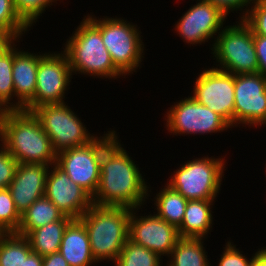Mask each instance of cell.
<instances>
[{
    "label": "cell",
    "mask_w": 266,
    "mask_h": 266,
    "mask_svg": "<svg viewBox=\"0 0 266 266\" xmlns=\"http://www.w3.org/2000/svg\"><path fill=\"white\" fill-rule=\"evenodd\" d=\"M118 138L101 155L99 184L92 201L98 206L140 209L151 188Z\"/></svg>",
    "instance_id": "1"
},
{
    "label": "cell",
    "mask_w": 266,
    "mask_h": 266,
    "mask_svg": "<svg viewBox=\"0 0 266 266\" xmlns=\"http://www.w3.org/2000/svg\"><path fill=\"white\" fill-rule=\"evenodd\" d=\"M0 143L18 163H56L57 154L40 120L25 110L4 111L0 123Z\"/></svg>",
    "instance_id": "2"
},
{
    "label": "cell",
    "mask_w": 266,
    "mask_h": 266,
    "mask_svg": "<svg viewBox=\"0 0 266 266\" xmlns=\"http://www.w3.org/2000/svg\"><path fill=\"white\" fill-rule=\"evenodd\" d=\"M132 209L93 204L79 220L84 224L97 263L113 261L129 239V221Z\"/></svg>",
    "instance_id": "3"
},
{
    "label": "cell",
    "mask_w": 266,
    "mask_h": 266,
    "mask_svg": "<svg viewBox=\"0 0 266 266\" xmlns=\"http://www.w3.org/2000/svg\"><path fill=\"white\" fill-rule=\"evenodd\" d=\"M63 48L68 56L72 74L89 75L101 79L124 76L113 64L101 31L85 16Z\"/></svg>",
    "instance_id": "4"
},
{
    "label": "cell",
    "mask_w": 266,
    "mask_h": 266,
    "mask_svg": "<svg viewBox=\"0 0 266 266\" xmlns=\"http://www.w3.org/2000/svg\"><path fill=\"white\" fill-rule=\"evenodd\" d=\"M93 16V17H92ZM87 18L101 31L102 41L110 53L114 66L124 75L133 74L141 66L144 58V43L137 24L122 18L109 16Z\"/></svg>",
    "instance_id": "5"
},
{
    "label": "cell",
    "mask_w": 266,
    "mask_h": 266,
    "mask_svg": "<svg viewBox=\"0 0 266 266\" xmlns=\"http://www.w3.org/2000/svg\"><path fill=\"white\" fill-rule=\"evenodd\" d=\"M225 159L203 156L187 160L176 169L166 183L185 199L216 200L225 175ZM218 193V194H217Z\"/></svg>",
    "instance_id": "6"
},
{
    "label": "cell",
    "mask_w": 266,
    "mask_h": 266,
    "mask_svg": "<svg viewBox=\"0 0 266 266\" xmlns=\"http://www.w3.org/2000/svg\"><path fill=\"white\" fill-rule=\"evenodd\" d=\"M211 46L213 58L218 63L215 68L234 75L258 73L253 32L243 20L225 26Z\"/></svg>",
    "instance_id": "7"
},
{
    "label": "cell",
    "mask_w": 266,
    "mask_h": 266,
    "mask_svg": "<svg viewBox=\"0 0 266 266\" xmlns=\"http://www.w3.org/2000/svg\"><path fill=\"white\" fill-rule=\"evenodd\" d=\"M32 112L40 120L56 154L85 146L97 137L86 129L81 119L65 102L44 104Z\"/></svg>",
    "instance_id": "8"
},
{
    "label": "cell",
    "mask_w": 266,
    "mask_h": 266,
    "mask_svg": "<svg viewBox=\"0 0 266 266\" xmlns=\"http://www.w3.org/2000/svg\"><path fill=\"white\" fill-rule=\"evenodd\" d=\"M104 133L85 146L67 149L56 156V164L91 196L99 184L101 155L118 137L114 130Z\"/></svg>",
    "instance_id": "9"
},
{
    "label": "cell",
    "mask_w": 266,
    "mask_h": 266,
    "mask_svg": "<svg viewBox=\"0 0 266 266\" xmlns=\"http://www.w3.org/2000/svg\"><path fill=\"white\" fill-rule=\"evenodd\" d=\"M72 75L74 74L64 51L40 54L36 91L34 97L24 106V110L32 112L44 104L64 103Z\"/></svg>",
    "instance_id": "10"
},
{
    "label": "cell",
    "mask_w": 266,
    "mask_h": 266,
    "mask_svg": "<svg viewBox=\"0 0 266 266\" xmlns=\"http://www.w3.org/2000/svg\"><path fill=\"white\" fill-rule=\"evenodd\" d=\"M190 94L167 110L166 129L174 135L212 134L223 132L231 126L217 113L198 103Z\"/></svg>",
    "instance_id": "11"
},
{
    "label": "cell",
    "mask_w": 266,
    "mask_h": 266,
    "mask_svg": "<svg viewBox=\"0 0 266 266\" xmlns=\"http://www.w3.org/2000/svg\"><path fill=\"white\" fill-rule=\"evenodd\" d=\"M192 97L220 115L234 127V74L215 68H204L196 78Z\"/></svg>",
    "instance_id": "12"
},
{
    "label": "cell",
    "mask_w": 266,
    "mask_h": 266,
    "mask_svg": "<svg viewBox=\"0 0 266 266\" xmlns=\"http://www.w3.org/2000/svg\"><path fill=\"white\" fill-rule=\"evenodd\" d=\"M234 99V127L266 125L265 76L260 73L234 75Z\"/></svg>",
    "instance_id": "13"
},
{
    "label": "cell",
    "mask_w": 266,
    "mask_h": 266,
    "mask_svg": "<svg viewBox=\"0 0 266 266\" xmlns=\"http://www.w3.org/2000/svg\"><path fill=\"white\" fill-rule=\"evenodd\" d=\"M137 210L139 208L132 209L130 213L129 239L150 249L162 258L163 256L168 258L175 244L181 238L178 229L156 214L138 216Z\"/></svg>",
    "instance_id": "14"
},
{
    "label": "cell",
    "mask_w": 266,
    "mask_h": 266,
    "mask_svg": "<svg viewBox=\"0 0 266 266\" xmlns=\"http://www.w3.org/2000/svg\"><path fill=\"white\" fill-rule=\"evenodd\" d=\"M225 19L227 16L220 9L204 0H197L176 22L174 28L185 44L197 46L219 34L224 28Z\"/></svg>",
    "instance_id": "15"
},
{
    "label": "cell",
    "mask_w": 266,
    "mask_h": 266,
    "mask_svg": "<svg viewBox=\"0 0 266 266\" xmlns=\"http://www.w3.org/2000/svg\"><path fill=\"white\" fill-rule=\"evenodd\" d=\"M50 167L44 196L65 216L79 219L93 205L92 196L74 183L56 163Z\"/></svg>",
    "instance_id": "16"
},
{
    "label": "cell",
    "mask_w": 266,
    "mask_h": 266,
    "mask_svg": "<svg viewBox=\"0 0 266 266\" xmlns=\"http://www.w3.org/2000/svg\"><path fill=\"white\" fill-rule=\"evenodd\" d=\"M49 166L51 165L18 163L8 189L20 214L44 197Z\"/></svg>",
    "instance_id": "17"
},
{
    "label": "cell",
    "mask_w": 266,
    "mask_h": 266,
    "mask_svg": "<svg viewBox=\"0 0 266 266\" xmlns=\"http://www.w3.org/2000/svg\"><path fill=\"white\" fill-rule=\"evenodd\" d=\"M17 41H13L12 79L16 99V110H24V106L34 97L37 83V69L40 52L30 53L18 50Z\"/></svg>",
    "instance_id": "18"
},
{
    "label": "cell",
    "mask_w": 266,
    "mask_h": 266,
    "mask_svg": "<svg viewBox=\"0 0 266 266\" xmlns=\"http://www.w3.org/2000/svg\"><path fill=\"white\" fill-rule=\"evenodd\" d=\"M59 252L69 266H92L97 263L91 252L87 230L79 219H73L66 227Z\"/></svg>",
    "instance_id": "19"
},
{
    "label": "cell",
    "mask_w": 266,
    "mask_h": 266,
    "mask_svg": "<svg viewBox=\"0 0 266 266\" xmlns=\"http://www.w3.org/2000/svg\"><path fill=\"white\" fill-rule=\"evenodd\" d=\"M214 203L215 200L188 201L184 219L178 228L181 238H207L213 227L212 205Z\"/></svg>",
    "instance_id": "20"
},
{
    "label": "cell",
    "mask_w": 266,
    "mask_h": 266,
    "mask_svg": "<svg viewBox=\"0 0 266 266\" xmlns=\"http://www.w3.org/2000/svg\"><path fill=\"white\" fill-rule=\"evenodd\" d=\"M72 220V218L64 216L59 221L32 230L26 236L31 250L42 257L59 252L64 231Z\"/></svg>",
    "instance_id": "21"
},
{
    "label": "cell",
    "mask_w": 266,
    "mask_h": 266,
    "mask_svg": "<svg viewBox=\"0 0 266 266\" xmlns=\"http://www.w3.org/2000/svg\"><path fill=\"white\" fill-rule=\"evenodd\" d=\"M65 215L45 196L32 203L21 214L20 226L16 233L27 236L32 230L61 220Z\"/></svg>",
    "instance_id": "22"
},
{
    "label": "cell",
    "mask_w": 266,
    "mask_h": 266,
    "mask_svg": "<svg viewBox=\"0 0 266 266\" xmlns=\"http://www.w3.org/2000/svg\"><path fill=\"white\" fill-rule=\"evenodd\" d=\"M154 199V210L157 211L153 213L178 229L184 219L188 200L167 184L156 193Z\"/></svg>",
    "instance_id": "23"
},
{
    "label": "cell",
    "mask_w": 266,
    "mask_h": 266,
    "mask_svg": "<svg viewBox=\"0 0 266 266\" xmlns=\"http://www.w3.org/2000/svg\"><path fill=\"white\" fill-rule=\"evenodd\" d=\"M203 243V238H180L166 266H212Z\"/></svg>",
    "instance_id": "24"
},
{
    "label": "cell",
    "mask_w": 266,
    "mask_h": 266,
    "mask_svg": "<svg viewBox=\"0 0 266 266\" xmlns=\"http://www.w3.org/2000/svg\"><path fill=\"white\" fill-rule=\"evenodd\" d=\"M31 252L26 236L5 233L0 239V266H21Z\"/></svg>",
    "instance_id": "25"
},
{
    "label": "cell",
    "mask_w": 266,
    "mask_h": 266,
    "mask_svg": "<svg viewBox=\"0 0 266 266\" xmlns=\"http://www.w3.org/2000/svg\"><path fill=\"white\" fill-rule=\"evenodd\" d=\"M12 66L13 42L0 54V107L3 111L16 110Z\"/></svg>",
    "instance_id": "26"
},
{
    "label": "cell",
    "mask_w": 266,
    "mask_h": 266,
    "mask_svg": "<svg viewBox=\"0 0 266 266\" xmlns=\"http://www.w3.org/2000/svg\"><path fill=\"white\" fill-rule=\"evenodd\" d=\"M161 258L150 249L128 239L114 263L115 266H162Z\"/></svg>",
    "instance_id": "27"
},
{
    "label": "cell",
    "mask_w": 266,
    "mask_h": 266,
    "mask_svg": "<svg viewBox=\"0 0 266 266\" xmlns=\"http://www.w3.org/2000/svg\"><path fill=\"white\" fill-rule=\"evenodd\" d=\"M28 29L15 10L14 0H0V36L18 41Z\"/></svg>",
    "instance_id": "28"
},
{
    "label": "cell",
    "mask_w": 266,
    "mask_h": 266,
    "mask_svg": "<svg viewBox=\"0 0 266 266\" xmlns=\"http://www.w3.org/2000/svg\"><path fill=\"white\" fill-rule=\"evenodd\" d=\"M21 214L15 207L8 188L0 189V227L6 232H17Z\"/></svg>",
    "instance_id": "29"
},
{
    "label": "cell",
    "mask_w": 266,
    "mask_h": 266,
    "mask_svg": "<svg viewBox=\"0 0 266 266\" xmlns=\"http://www.w3.org/2000/svg\"><path fill=\"white\" fill-rule=\"evenodd\" d=\"M58 0H14L15 10L19 17L31 28L45 9ZM35 22V23H34Z\"/></svg>",
    "instance_id": "30"
},
{
    "label": "cell",
    "mask_w": 266,
    "mask_h": 266,
    "mask_svg": "<svg viewBox=\"0 0 266 266\" xmlns=\"http://www.w3.org/2000/svg\"><path fill=\"white\" fill-rule=\"evenodd\" d=\"M243 21L254 34L266 37V0H255Z\"/></svg>",
    "instance_id": "31"
},
{
    "label": "cell",
    "mask_w": 266,
    "mask_h": 266,
    "mask_svg": "<svg viewBox=\"0 0 266 266\" xmlns=\"http://www.w3.org/2000/svg\"><path fill=\"white\" fill-rule=\"evenodd\" d=\"M17 160L0 143V189L8 188L14 178Z\"/></svg>",
    "instance_id": "32"
},
{
    "label": "cell",
    "mask_w": 266,
    "mask_h": 266,
    "mask_svg": "<svg viewBox=\"0 0 266 266\" xmlns=\"http://www.w3.org/2000/svg\"><path fill=\"white\" fill-rule=\"evenodd\" d=\"M224 251L220 255L218 266H248L250 259L247 256L242 254L243 251H240L236 248V245L233 242L228 241L223 247Z\"/></svg>",
    "instance_id": "33"
},
{
    "label": "cell",
    "mask_w": 266,
    "mask_h": 266,
    "mask_svg": "<svg viewBox=\"0 0 266 266\" xmlns=\"http://www.w3.org/2000/svg\"><path fill=\"white\" fill-rule=\"evenodd\" d=\"M204 1L209 2L218 9H220L226 16H228L230 12L235 11L237 13V11L240 10L242 15L241 13H239L240 14L239 20H243L246 17L249 8L251 7L250 5H252L255 0H204ZM245 6L247 9L245 8ZM243 8L245 9L243 10Z\"/></svg>",
    "instance_id": "34"
},
{
    "label": "cell",
    "mask_w": 266,
    "mask_h": 266,
    "mask_svg": "<svg viewBox=\"0 0 266 266\" xmlns=\"http://www.w3.org/2000/svg\"><path fill=\"white\" fill-rule=\"evenodd\" d=\"M253 40L258 60V73L266 77V37L253 33Z\"/></svg>",
    "instance_id": "35"
},
{
    "label": "cell",
    "mask_w": 266,
    "mask_h": 266,
    "mask_svg": "<svg viewBox=\"0 0 266 266\" xmlns=\"http://www.w3.org/2000/svg\"><path fill=\"white\" fill-rule=\"evenodd\" d=\"M42 266H69V264L60 252H56L44 256Z\"/></svg>",
    "instance_id": "36"
},
{
    "label": "cell",
    "mask_w": 266,
    "mask_h": 266,
    "mask_svg": "<svg viewBox=\"0 0 266 266\" xmlns=\"http://www.w3.org/2000/svg\"><path fill=\"white\" fill-rule=\"evenodd\" d=\"M261 248L253 253L248 266H266V249L264 247Z\"/></svg>",
    "instance_id": "37"
},
{
    "label": "cell",
    "mask_w": 266,
    "mask_h": 266,
    "mask_svg": "<svg viewBox=\"0 0 266 266\" xmlns=\"http://www.w3.org/2000/svg\"><path fill=\"white\" fill-rule=\"evenodd\" d=\"M43 265V257L38 253L31 252L26 259H24L23 264L21 266H42Z\"/></svg>",
    "instance_id": "38"
},
{
    "label": "cell",
    "mask_w": 266,
    "mask_h": 266,
    "mask_svg": "<svg viewBox=\"0 0 266 266\" xmlns=\"http://www.w3.org/2000/svg\"><path fill=\"white\" fill-rule=\"evenodd\" d=\"M13 39L0 36V54L13 42Z\"/></svg>",
    "instance_id": "39"
},
{
    "label": "cell",
    "mask_w": 266,
    "mask_h": 266,
    "mask_svg": "<svg viewBox=\"0 0 266 266\" xmlns=\"http://www.w3.org/2000/svg\"><path fill=\"white\" fill-rule=\"evenodd\" d=\"M6 232L0 227V239Z\"/></svg>",
    "instance_id": "40"
},
{
    "label": "cell",
    "mask_w": 266,
    "mask_h": 266,
    "mask_svg": "<svg viewBox=\"0 0 266 266\" xmlns=\"http://www.w3.org/2000/svg\"><path fill=\"white\" fill-rule=\"evenodd\" d=\"M3 110H2V108L0 107V123H1V118H2V115H3Z\"/></svg>",
    "instance_id": "41"
}]
</instances>
